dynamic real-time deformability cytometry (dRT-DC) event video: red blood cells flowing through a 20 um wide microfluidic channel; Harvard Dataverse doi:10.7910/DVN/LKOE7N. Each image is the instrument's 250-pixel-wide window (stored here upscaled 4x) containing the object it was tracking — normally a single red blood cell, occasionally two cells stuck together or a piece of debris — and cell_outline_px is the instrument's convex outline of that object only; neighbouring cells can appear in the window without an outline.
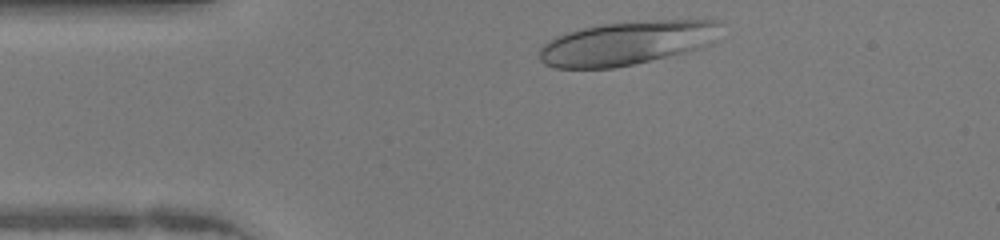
{"species": "human", "species_latin": "Homo sapiens", "temperature_condition": "warm", "stored_images_in_passage": 31, "camera_frame_rate_fps": 3000, "um_per_image_px": 0.085, "donor": {"sex": "female"}, "frame": {"image": 1, "passage_image": 2, "time_ms": 0.333, "image_size_px": [1000, 240], "cell_outline_px": [[724, 24], [716, 40], [712, 44], [700, 48], [684, 52], [632, 64], [612, 68], [556, 68], [544, 64], [540, 60], [540, 48], [548, 40], [556, 36], [568, 32], [584, 28], [604, 24], [652, 20], [720, 20]], "centroid_in_image_um": [53.34, 3.65], "position_along_channel_um": 31.7, "area_um2": 46.18}}
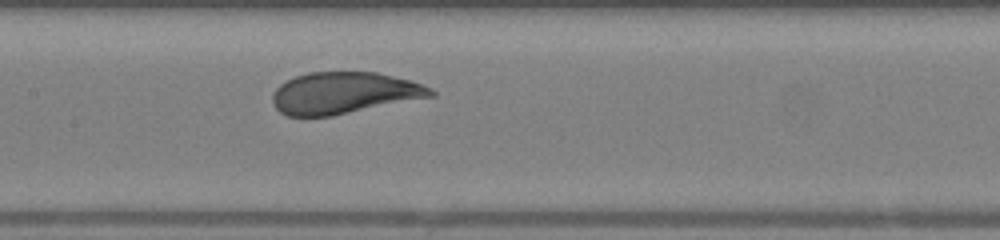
{"frame": {"image": 2, "passage_image": 15, "time_ms": 4.667, "image_size_px": [1000, 240], "cell_outline_px": [[436, 96], [332, 116], [288, 116], [280, 112], [276, 108], [272, 100], [272, 96], [276, 88], [280, 84], [296, 76], [308, 72], [376, 72], [412, 80], [432, 88], [436, 92]], "centroid_in_image_um": [29.28, 7.9], "position_along_channel_um": 178.1, "area_um2": 38.61}}
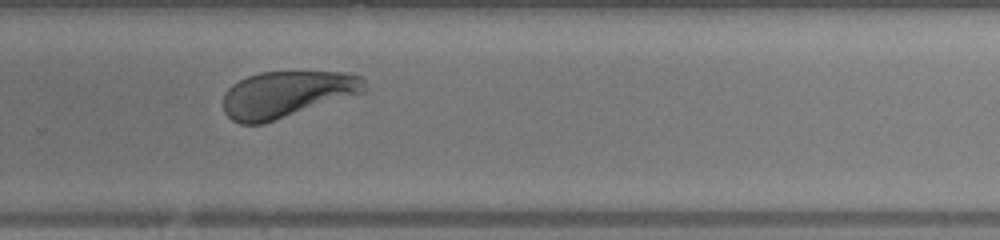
{"frame": {"image": 3, "passage_image": 24, "time_ms": 7.667, "image_size_px": [1000, 240], "cell_outline_px": [[368, 92], [264, 124], [240, 124], [232, 120], [224, 112], [224, 92], [232, 84], [248, 76], [260, 72], [356, 72], [364, 76], [368, 88]], "centroid_in_image_um": [24.48, 8.01], "position_along_channel_um": 305.3, "area_um2": 39.07}, "authors_computed_cell_mechanics": {"area_um2": 39.1884, "velocity_mm_per_s": 4.2551, "shape_relaxation_time_tau1_ms": 3.2034, "shape_relaxation_time_tau2_ms": null, "deformation_change_tau1": 0.1604, "deformation_change_tau2": null}}